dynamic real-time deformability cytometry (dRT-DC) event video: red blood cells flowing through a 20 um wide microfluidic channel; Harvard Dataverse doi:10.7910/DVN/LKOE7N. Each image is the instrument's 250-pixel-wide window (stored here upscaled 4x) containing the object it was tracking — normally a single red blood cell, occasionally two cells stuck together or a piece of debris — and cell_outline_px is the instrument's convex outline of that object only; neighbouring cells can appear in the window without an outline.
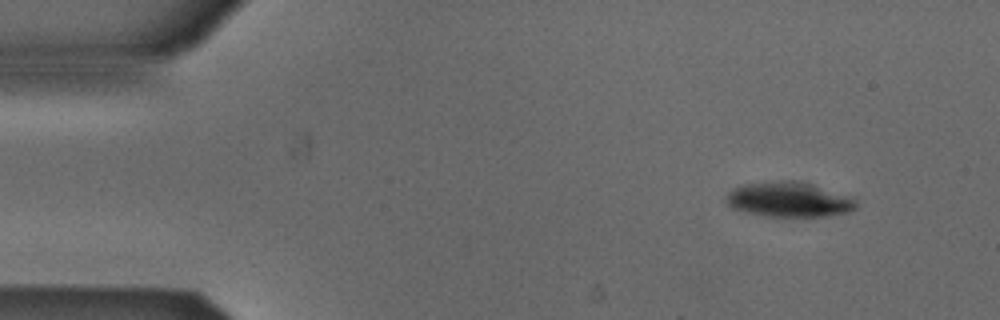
{"species": "Egyptian fruit bat (a non-hibernating species)", "species_latin": "Rousettus aegyptiacus", "temperature_condition": "cold", "stored_images_in_passage": 6, "camera_frame_rate_fps": 3000, "um_per_image_px": 0.085, "animal": {"sex": "male"}, "frame": {"image": 1, "passage_image": 1, "time_ms": 0.0, "image_size_px": [1000, 320], "cell_outline_px": [[856, 208], [848, 212], [824, 216], [768, 216], [748, 212], [732, 208], [724, 200], [728, 192], [732, 188], [740, 184], [776, 180], [792, 180], [812, 184], [852, 196], [856, 200]], "centroid_in_image_um": [67.04, 16.94], "position_along_channel_um": 18.0, "area_um2": 26.65}}
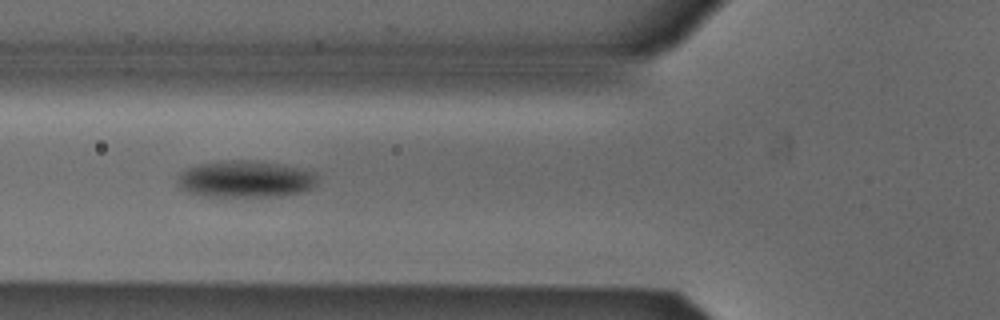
{"frame": {"image": 2, "passage_image": 5, "time_ms": 1.333, "image_size_px": [1000, 320], "cell_outline_px": [[316, 184], [312, 188], [300, 192], [284, 196], [204, 196], [184, 192], [176, 184], [176, 176], [180, 172], [188, 168], [200, 164], [228, 160], [252, 160], [280, 164], [300, 168], [312, 172], [316, 176]], "centroid_in_image_um": [20.8, 15.23], "position_along_channel_um": 105.0, "area_um2": 30.17}}
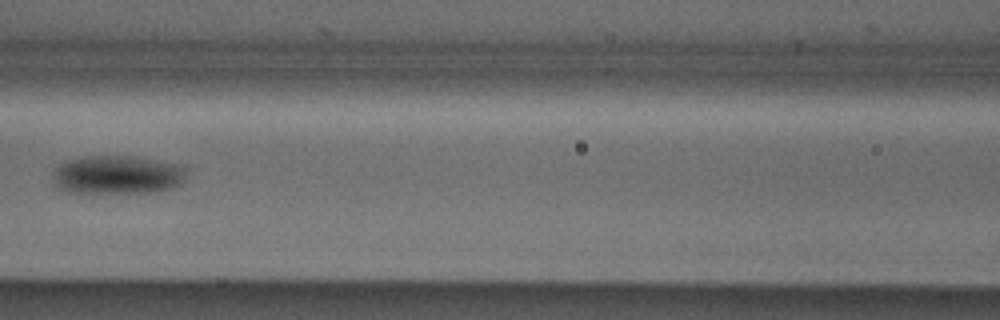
{"frame": {"image": 3, "passage_image": 6, "time_ms": 1.667, "image_size_px": [1000, 320], "cell_outline_px": [[188, 168], [184, 180], [180, 184], [172, 188], [160, 192], [64, 192], [56, 184], [52, 176], [56, 168], [60, 164], [68, 160], [84, 156], [136, 156], [184, 164]], "centroid_in_image_um": [10.06, 14.84], "position_along_channel_um": 156.5, "area_um2": 30.46}}